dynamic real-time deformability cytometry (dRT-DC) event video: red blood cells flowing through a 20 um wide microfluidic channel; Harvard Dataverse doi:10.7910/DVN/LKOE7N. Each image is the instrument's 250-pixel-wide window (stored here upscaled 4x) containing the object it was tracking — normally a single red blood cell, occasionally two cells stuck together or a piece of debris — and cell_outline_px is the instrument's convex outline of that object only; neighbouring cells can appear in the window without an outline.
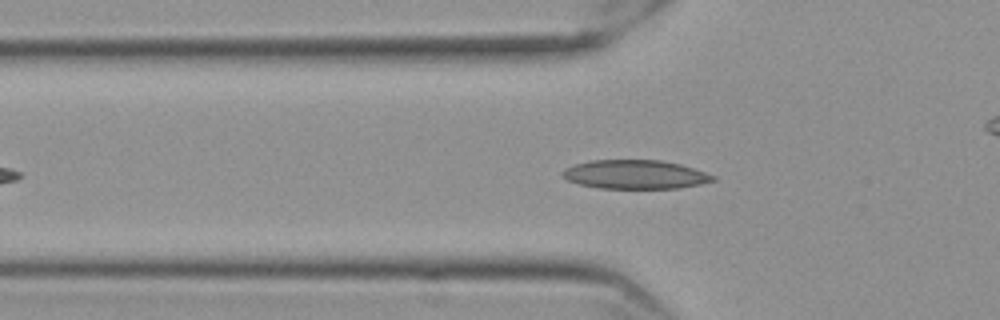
{"species": "Egyptian fruit bat (a non-hibernating species)", "species_latin": "Rousettus aegyptiacus", "temperature_condition": "cold", "stored_images_in_passage": 46, "camera_frame_rate_fps": 3000, "um_per_image_px": 0.085, "frame": {"image": 1, "passage_image": 7, "time_ms": 2.0, "image_size_px": [1000, 320], "cell_outline_px": [[716, 180], [700, 184], [680, 188], [600, 188], [580, 184], [568, 180], [560, 172], [564, 168], [572, 164], [588, 160], [660, 160], [680, 164], [716, 176]], "centroid_in_image_um": [53.96, 14.82], "position_along_channel_um": 71.8, "area_um2": 25.32}}
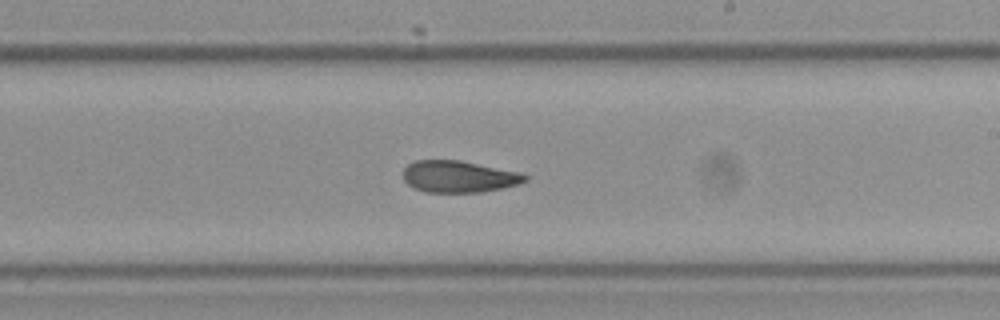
{"frame": {"image": 2, "passage_image": 22, "time_ms": 7.0, "image_size_px": [1000, 320], "cell_outline_px": [[528, 180], [520, 184], [504, 188], [480, 192], [424, 192], [408, 184], [404, 180], [404, 168], [408, 164], [416, 160], [460, 160], [524, 172], [528, 176]], "centroid_in_image_um": [39.07, 15.0], "position_along_channel_um": 249.9, "area_um2": 22.83}}
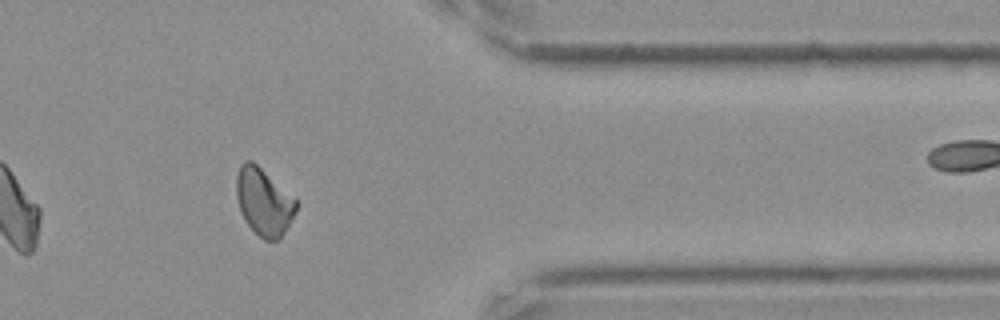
{"frame": {"image": 3, "passage_image": 35, "time_ms": 11.333, "image_size_px": [1000, 320], "cell_outline_px": [[300, 204], [296, 212], [280, 240], [264, 240], [244, 220], [240, 212], [236, 196], [236, 176], [240, 164], [244, 160], [252, 160], [296, 200]], "centroid_in_image_um": [22.41, 17.16], "position_along_channel_um": 389.0, "area_um2": 23.35}, "authors_computed_cell_mechanics": {"area_um2": 23.1778, "velocity_mm_per_s": 3.5524, "shape_relaxation_time_tau1_ms": 10.1744, "shape_relaxation_time_tau2_ms": 4.6464, "deformation_change_tau1": 0.2058, "deformation_change_tau2": 0.0973}}